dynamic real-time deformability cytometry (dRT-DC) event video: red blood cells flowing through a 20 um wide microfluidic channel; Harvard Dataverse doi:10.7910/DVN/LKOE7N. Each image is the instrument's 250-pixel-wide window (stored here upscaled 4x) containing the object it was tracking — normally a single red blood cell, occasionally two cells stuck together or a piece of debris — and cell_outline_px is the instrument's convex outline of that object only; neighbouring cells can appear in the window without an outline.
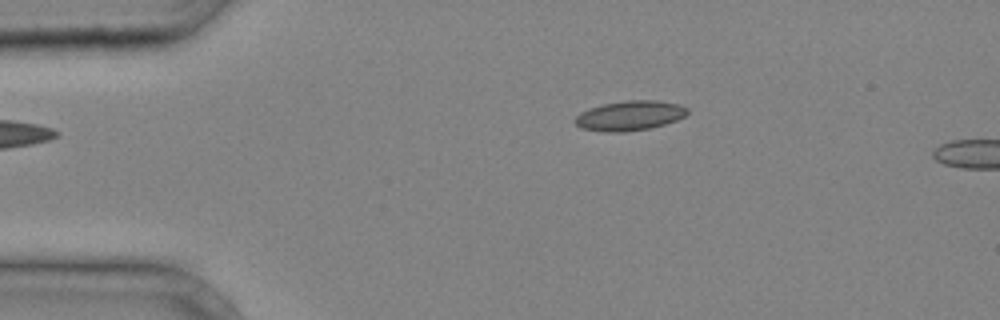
{"species": "common noctule bat (a hibernating species)", "species_latin": "Nyctalus noctula", "temperature_condition": "cold", "stored_images_in_passage": 3, "camera_frame_rate_fps": 3000, "um_per_image_px": 0.085, "animal": {"sex": "male", "body_mass_g": 20.4}, "frame": {"image": 1, "passage_image": 1, "time_ms": 0.0, "image_size_px": [1000, 320], "cell_outline_px": [[688, 112], [684, 116], [676, 120], [664, 124], [648, 128], [624, 132], [608, 132], [580, 128], [572, 120], [580, 112], [588, 108], [604, 104], [628, 100], [656, 100], [680, 104], [688, 108]], "centroid_in_image_um": [53.5, 9.82], "position_along_channel_um": 31.5, "area_um2": 19.48}}